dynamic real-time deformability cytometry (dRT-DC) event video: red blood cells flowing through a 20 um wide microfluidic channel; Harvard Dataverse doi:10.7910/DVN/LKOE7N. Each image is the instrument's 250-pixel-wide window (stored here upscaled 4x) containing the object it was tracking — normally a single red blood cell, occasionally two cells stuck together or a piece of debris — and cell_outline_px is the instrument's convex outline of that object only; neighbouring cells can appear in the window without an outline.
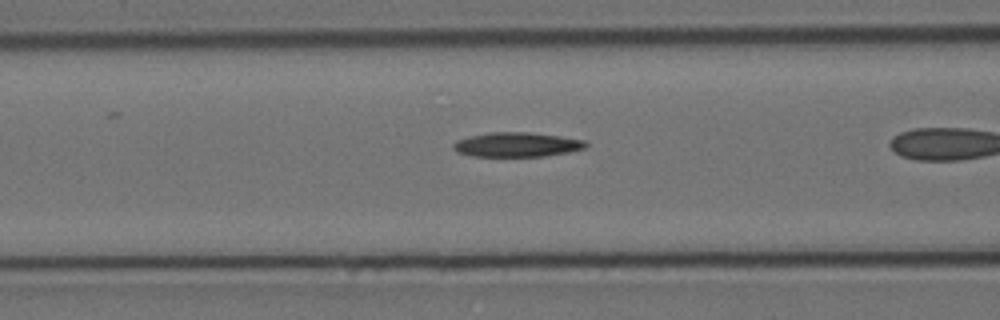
{"species": "Egyptian fruit bat (a non-hibernating species)", "species_latin": "Rousettus aegyptiacus", "temperature_condition": "cold", "stored_images_in_passage": 41, "camera_frame_rate_fps": 3000, "um_per_image_px": 0.085, "animal": {"sex": "female"}, "frame": {"image": 1, "passage_image": 19, "time_ms": 6.0, "image_size_px": [1000, 320], "cell_outline_px": [[588, 144], [584, 148], [568, 152], [544, 156], [472, 156], [456, 152], [452, 148], [452, 144], [456, 140], [472, 136], [492, 132], [528, 132], [560, 136], [584, 140]], "centroid_in_image_um": [43.91, 12.29], "position_along_channel_um": 122.7, "area_um2": 18.79}}
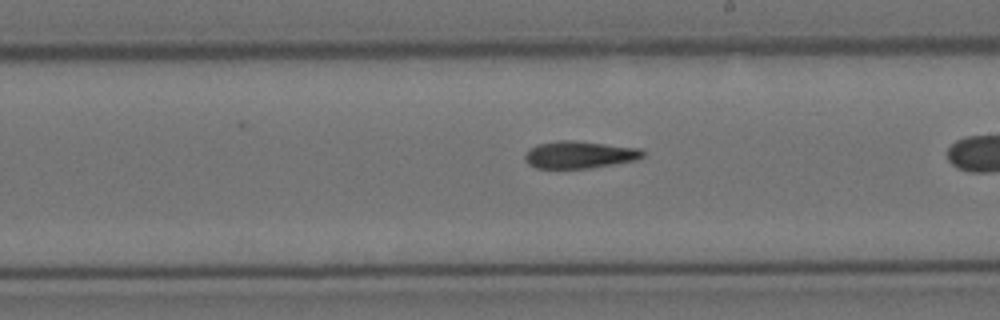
{"frame": {"image": 2, "passage_image": 29, "time_ms": 9.333, "image_size_px": [1000, 320], "cell_outline_px": [[644, 156], [636, 160], [592, 168], [536, 168], [528, 164], [524, 160], [524, 156], [532, 148], [540, 144], [560, 140], [572, 140], [640, 148], [644, 152]], "centroid_in_image_um": [49.28, 13.16], "position_along_channel_um": 239.7, "area_um2": 18.55}}
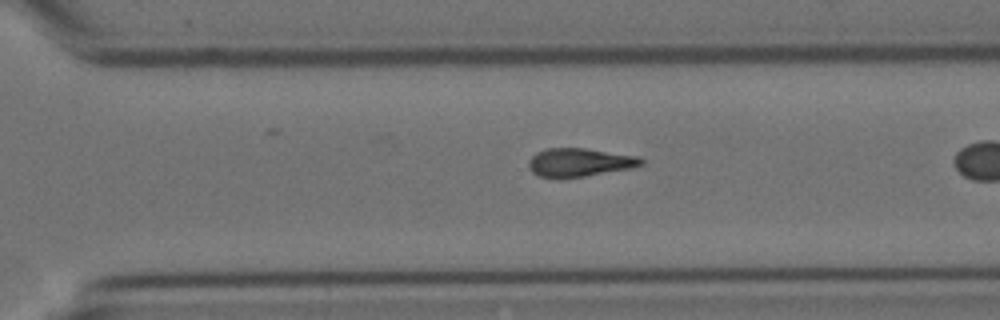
{"frame": {"image": 3, "passage_image": 36, "time_ms": 11.667, "image_size_px": [1000, 320], "cell_outline_px": [[644, 164], [632, 168], [584, 176], [556, 180], [540, 176], [532, 172], [528, 168], [528, 160], [536, 152], [548, 148], [584, 148], [640, 156], [644, 160]], "centroid_in_image_um": [49.24, 13.82], "position_along_channel_um": 321.4, "area_um2": 19.02}}